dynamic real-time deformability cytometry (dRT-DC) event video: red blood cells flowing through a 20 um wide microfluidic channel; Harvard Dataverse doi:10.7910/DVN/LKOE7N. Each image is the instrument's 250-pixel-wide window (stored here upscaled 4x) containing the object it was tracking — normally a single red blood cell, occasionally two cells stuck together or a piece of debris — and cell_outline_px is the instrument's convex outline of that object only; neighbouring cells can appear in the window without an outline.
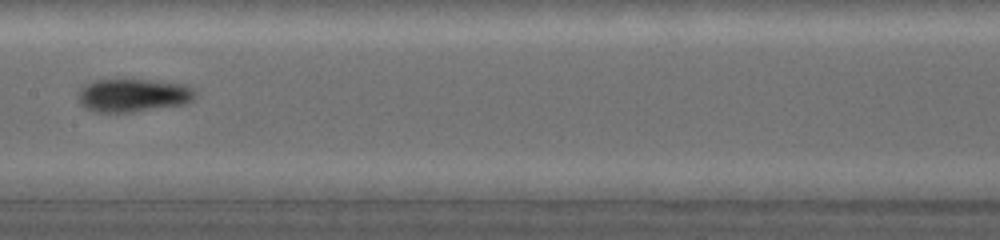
{"species": "common noctule bat (a hibernating species)", "species_latin": "Nyctalus noctula", "temperature_condition": "warm", "stored_images_in_passage": 17, "camera_frame_rate_fps": 5000, "um_per_image_px": 0.085, "animal": {"sex": "female", "body_mass_g": 19.0, "forearm_length_mm": 53.3}, "frame": {"image": 1, "passage_image": 10, "time_ms": 3.6, "image_size_px": [1000, 240], "cell_outline_px": [[192, 100], [184, 104], [132, 112], [96, 112], [84, 108], [80, 104], [80, 92], [88, 84], [100, 80], [140, 80], [180, 84], [188, 88], [192, 92]], "centroid_in_image_um": [11.26, 8.13], "position_along_channel_um": 196.1, "area_um2": 21.62}}